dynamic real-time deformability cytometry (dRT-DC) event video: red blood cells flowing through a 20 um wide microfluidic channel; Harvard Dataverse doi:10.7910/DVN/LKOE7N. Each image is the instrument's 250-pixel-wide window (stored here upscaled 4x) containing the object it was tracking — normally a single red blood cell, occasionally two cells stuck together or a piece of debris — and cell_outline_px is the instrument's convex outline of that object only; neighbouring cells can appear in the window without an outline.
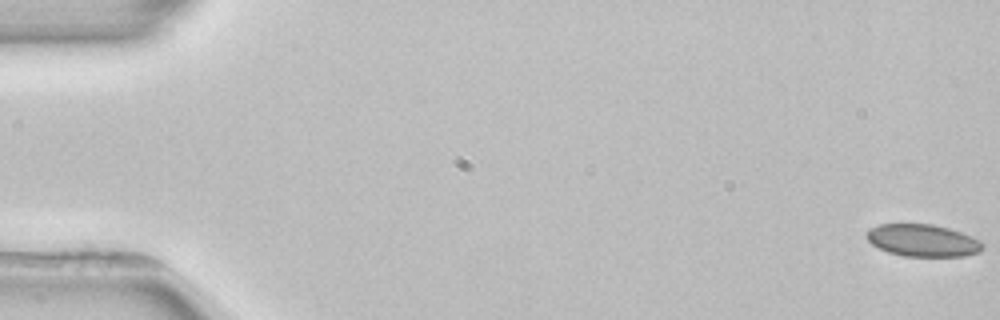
{"species": "common noctule bat (a hibernating species)", "species_latin": "Nyctalus noctula", "temperature_condition": "room temperature", "stored_images_in_passage": 5, "camera_frame_rate_fps": 3000, "um_per_image_px": 0.085, "animal": {"sex": "female", "body_mass_g": 22.7, "forearm_length_mm": 54.2}, "frame": {"image": 1, "passage_image": 1, "time_ms": 0.0, "image_size_px": [1000, 320], "cell_outline_px": [[984, 248], [980, 252], [964, 256], [904, 256], [888, 252], [872, 244], [864, 236], [864, 232], [868, 228], [880, 224], [932, 224], [948, 228], [960, 232], [980, 240], [984, 244]], "centroid_in_image_um": [78.41, 20.43], "position_along_channel_um": 6.6, "area_um2": 21.91}}
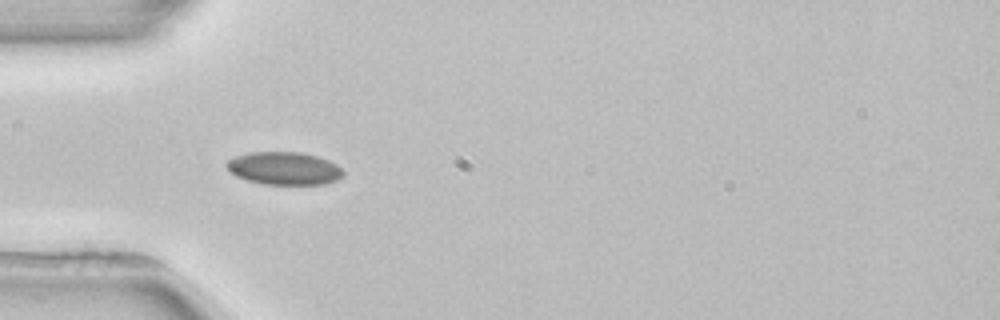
{"frame": {"image": 2, "passage_image": 4, "time_ms": 5.333, "image_size_px": [1000, 320], "cell_outline_px": [[344, 176], [336, 180], [324, 184], [264, 184], [248, 180], [236, 176], [224, 164], [228, 160], [236, 156], [252, 152], [300, 152], [316, 156], [328, 160], [336, 164], [344, 172]], "centroid_in_image_um": [24.17, 14.31], "position_along_channel_um": 60.8, "area_um2": 22.14}}